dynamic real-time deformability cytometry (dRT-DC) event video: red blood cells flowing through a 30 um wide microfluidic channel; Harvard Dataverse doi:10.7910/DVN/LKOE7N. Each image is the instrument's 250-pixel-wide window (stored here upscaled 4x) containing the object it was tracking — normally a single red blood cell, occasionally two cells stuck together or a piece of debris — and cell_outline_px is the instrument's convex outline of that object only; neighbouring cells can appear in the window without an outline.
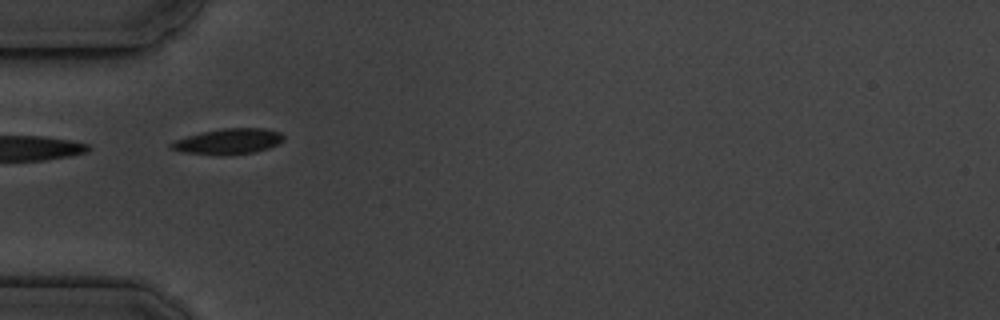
{"species": "common noctule bat (a hibernating species)", "species_latin": "Nyctalus noctula", "temperature_condition": "cold", "stored_images_in_passage": 3, "camera_frame_rate_fps": 3000, "um_per_image_px": 0.085, "animal": {"sex": "male", "body_mass_g": 19.5, "forearm_length_mm": 54.6}, "frame": {"image": 1, "passage_image": 2, "time_ms": 1.333, "image_size_px": [1000, 320], "cell_outline_px": [[284, 140], [268, 148], [252, 152], [184, 152], [168, 148], [168, 144], [176, 140], [188, 136], [204, 132], [224, 128], [264, 128], [280, 132], [284, 136]], "centroid_in_image_um": [19.45, 11.96], "position_along_channel_um": 65.6, "area_um2": 15.66}}